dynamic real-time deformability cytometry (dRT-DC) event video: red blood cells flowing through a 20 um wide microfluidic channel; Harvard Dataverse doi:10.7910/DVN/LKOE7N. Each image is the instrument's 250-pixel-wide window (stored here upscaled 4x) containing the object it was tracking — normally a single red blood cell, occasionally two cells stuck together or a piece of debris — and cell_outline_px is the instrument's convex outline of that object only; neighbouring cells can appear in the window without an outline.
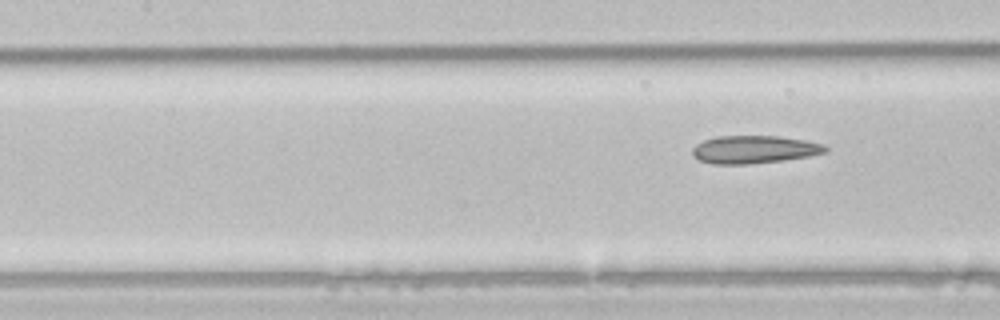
{"species": "common noctule bat (a hibernating species)", "species_latin": "Nyctalus noctula", "temperature_condition": "room temperature", "stored_images_in_passage": 7, "camera_frame_rate_fps": 3000, "um_per_image_px": 0.085, "animal": {"sex": "male", "body_mass_g": 21.5, "forearm_length_mm": 52.0}, "frame": {"image": 1, "passage_image": 7, "time_ms": 2.0, "image_size_px": [1000, 320], "cell_outline_px": [[828, 152], [808, 156], [784, 160], [748, 164], [712, 164], [700, 160], [692, 156], [692, 148], [696, 144], [704, 140], [716, 136], [780, 136], [808, 140], [824, 144], [828, 148]], "centroid_in_image_um": [64.12, 12.7], "position_along_channel_um": 143.3, "area_um2": 21.79}}